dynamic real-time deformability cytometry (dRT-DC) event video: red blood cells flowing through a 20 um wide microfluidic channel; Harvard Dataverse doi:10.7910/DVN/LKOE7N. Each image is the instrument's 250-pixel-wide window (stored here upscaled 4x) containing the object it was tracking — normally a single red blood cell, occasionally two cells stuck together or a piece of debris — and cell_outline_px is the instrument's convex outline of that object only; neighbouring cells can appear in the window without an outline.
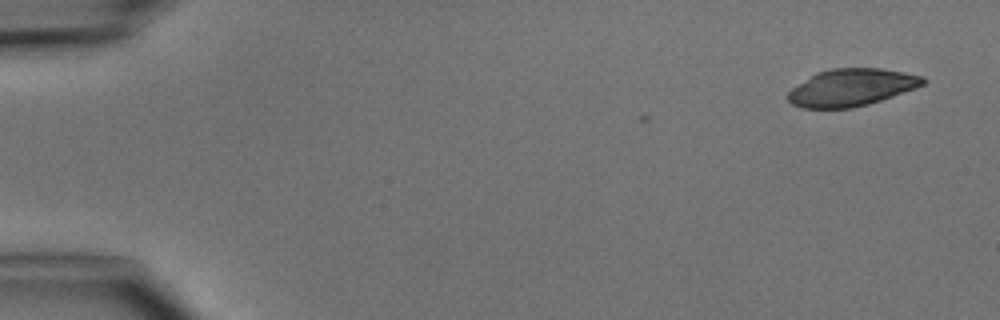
{"species": "common noctule bat (a hibernating species)", "species_latin": "Nyctalus noctula", "temperature_condition": "cold", "stored_images_in_passage": 4, "camera_frame_rate_fps": 3000, "um_per_image_px": 0.085, "animal": {"sex": "male", "body_mass_g": 15.6}, "frame": {"image": 1, "passage_image": 1, "time_ms": 0.0, "image_size_px": [1000, 320], "cell_outline_px": [[928, 80], [924, 84], [916, 88], [868, 104], [852, 108], [800, 108], [792, 104], [788, 100], [788, 92], [792, 88], [816, 72], [832, 68], [880, 68], [904, 72], [924, 76]], "centroid_in_image_um": [72.38, 7.43], "position_along_channel_um": 12.6, "area_um2": 29.3}}